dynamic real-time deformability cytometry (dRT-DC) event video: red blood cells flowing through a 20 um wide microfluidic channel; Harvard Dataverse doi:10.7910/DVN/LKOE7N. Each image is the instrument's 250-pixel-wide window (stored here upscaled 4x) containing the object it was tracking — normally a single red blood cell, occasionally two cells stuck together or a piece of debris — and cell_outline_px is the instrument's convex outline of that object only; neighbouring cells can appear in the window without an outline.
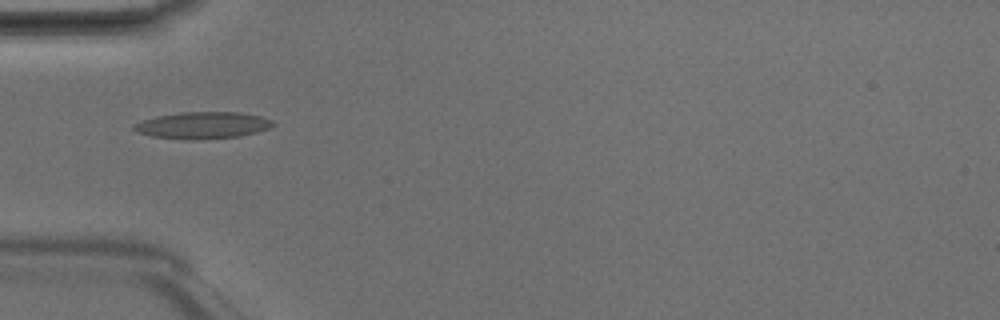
{"species": "Egyptian fruit bat (a non-hibernating species)", "species_latin": "Rousettus aegyptiacus", "temperature_condition": "room temperature", "stored_images_in_passage": 6, "camera_frame_rate_fps": 3000, "um_per_image_px": 0.085, "animal": {"sex": "male"}, "frame": {"image": 1, "passage_image": 5, "time_ms": 1.333, "image_size_px": [1000, 320], "cell_outline_px": [[276, 124], [268, 128], [256, 132], [240, 136], [192, 140], [152, 136], [136, 132], [132, 128], [132, 124], [156, 116], [180, 112], [240, 112], [260, 116], [272, 120]], "centroid_in_image_um": [17.21, 10.64], "position_along_channel_um": 67.8, "area_um2": 21.68}}